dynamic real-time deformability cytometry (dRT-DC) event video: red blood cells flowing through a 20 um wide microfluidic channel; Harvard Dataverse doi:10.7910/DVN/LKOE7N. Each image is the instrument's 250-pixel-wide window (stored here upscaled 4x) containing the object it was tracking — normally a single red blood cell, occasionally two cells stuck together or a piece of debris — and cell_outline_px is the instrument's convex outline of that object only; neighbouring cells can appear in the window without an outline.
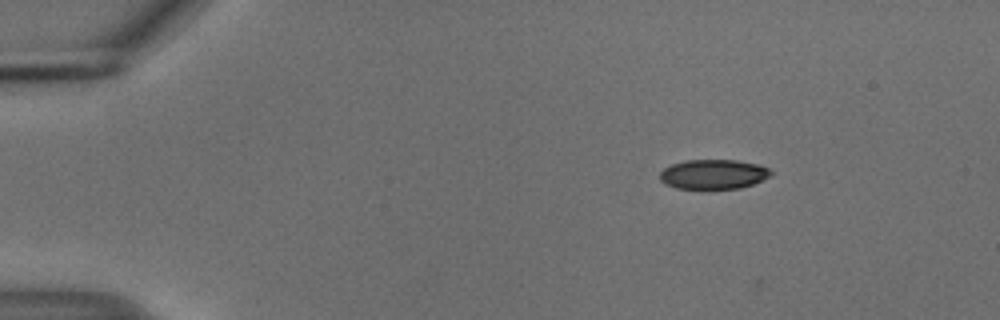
{"species": "common noctule bat (a hibernating species)", "species_latin": "Nyctalus noctula", "temperature_condition": "cold", "stored_images_in_passage": 4, "camera_frame_rate_fps": 3000, "um_per_image_px": 0.085, "animal": {"sex": "male", "body_mass_g": 18.8}, "frame": {"image": 1, "passage_image": 3, "time_ms": 0.667, "image_size_px": [1000, 320], "cell_outline_px": [[772, 172], [768, 176], [752, 184], [740, 188], [676, 188], [664, 184], [660, 180], [660, 172], [664, 168], [672, 164], [688, 160], [736, 160], [756, 164], [768, 168]], "centroid_in_image_um": [60.59, 14.8], "position_along_channel_um": 24.4, "area_um2": 18.84}}